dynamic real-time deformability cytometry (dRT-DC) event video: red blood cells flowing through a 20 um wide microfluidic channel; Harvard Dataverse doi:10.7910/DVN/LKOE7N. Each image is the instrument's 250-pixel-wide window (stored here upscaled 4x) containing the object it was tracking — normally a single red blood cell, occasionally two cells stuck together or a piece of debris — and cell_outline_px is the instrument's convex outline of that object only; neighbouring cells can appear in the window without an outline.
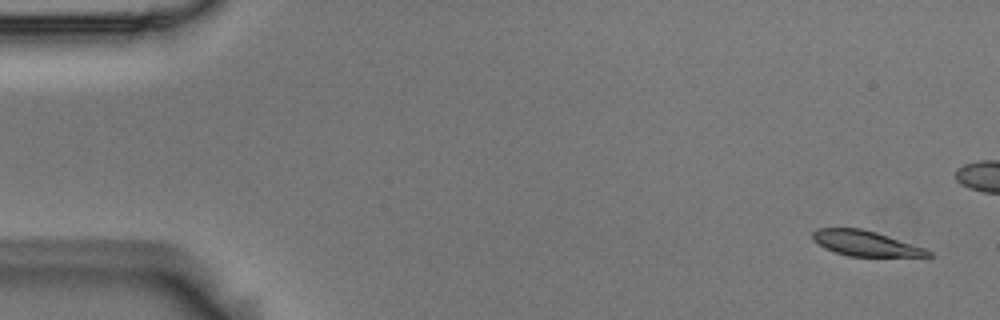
{"species": "Egyptian fruit bat (a non-hibernating species)", "species_latin": "Rousettus aegyptiacus", "temperature_condition": "room temperature", "stored_images_in_passage": 6, "camera_frame_rate_fps": 3000, "um_per_image_px": 0.085, "animal": {"sex": "male"}, "frame": {"image": 1, "passage_image": 1, "time_ms": 0.0, "image_size_px": [1000, 320], "cell_outline_px": [[932, 256], [928, 260], [848, 256], [824, 248], [812, 240], [812, 232], [816, 228], [864, 228], [924, 248], [932, 252]], "centroid_in_image_um": [73.72, 20.75], "position_along_channel_um": 11.3, "area_um2": 18.09}}
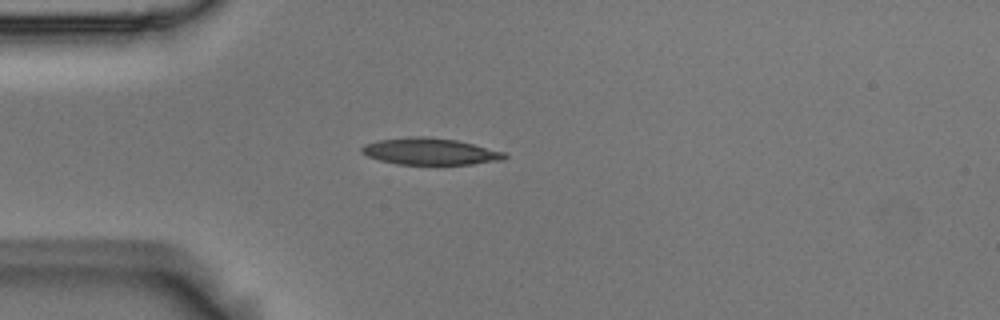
{"frame": {"image": 2, "passage_image": 6, "time_ms": 1.667, "image_size_px": [1000, 320], "cell_outline_px": [[508, 156], [504, 160], [472, 164], [396, 164], [380, 160], [368, 156], [360, 152], [360, 148], [364, 144], [376, 140], [408, 136], [428, 136], [456, 140], [504, 152]], "centroid_in_image_um": [36.51, 12.86], "position_along_channel_um": 48.5, "area_um2": 22.31}}